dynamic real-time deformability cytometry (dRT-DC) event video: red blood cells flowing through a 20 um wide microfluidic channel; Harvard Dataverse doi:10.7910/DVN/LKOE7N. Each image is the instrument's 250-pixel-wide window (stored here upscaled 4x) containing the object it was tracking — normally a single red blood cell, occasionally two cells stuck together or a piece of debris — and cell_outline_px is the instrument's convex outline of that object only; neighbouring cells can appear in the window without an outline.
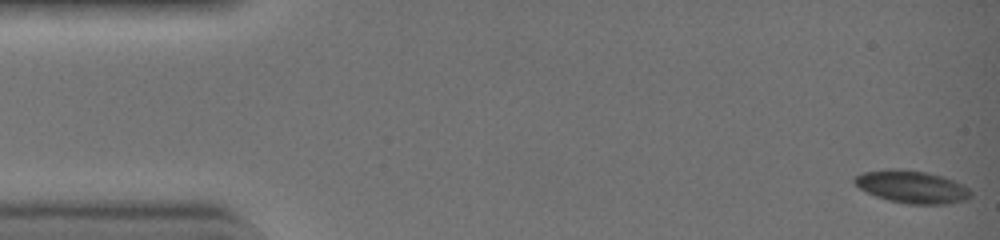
{"species": "common noctule bat (a hibernating species)", "species_latin": "Nyctalus noctula", "temperature_condition": "warm", "stored_images_in_passage": 43, "camera_frame_rate_fps": 3000, "um_per_image_px": 0.085, "animal": {"sex": "female", "body_mass_g": 19.0, "forearm_length_mm": 51.5}, "frame": {"image": 1, "passage_image": 1, "time_ms": 0.0, "image_size_px": [1000, 240], "cell_outline_px": [[972, 196], [960, 200], [944, 204], [908, 204], [888, 200], [876, 196], [860, 188], [856, 184], [856, 176], [864, 172], [920, 172], [940, 176], [952, 180], [968, 188]], "centroid_in_image_um": [77.55, 15.94], "position_along_channel_um": 7.4, "area_um2": 20.46}}
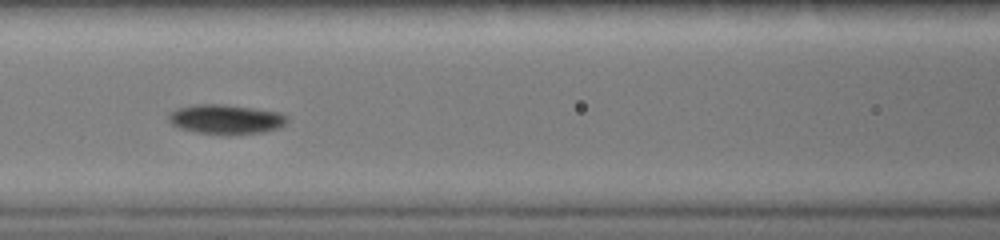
{"frame": {"image": 2, "passage_image": 19, "time_ms": 6.0, "image_size_px": [1000, 240], "cell_outline_px": [[284, 120], [280, 124], [272, 128], [260, 132], [224, 136], [200, 132], [184, 128], [168, 120], [168, 116], [172, 112], [180, 108], [204, 104], [212, 104], [248, 108], [276, 112], [284, 116]], "centroid_in_image_um": [19.13, 10.16], "position_along_channel_um": 147.5, "area_um2": 19.07}}
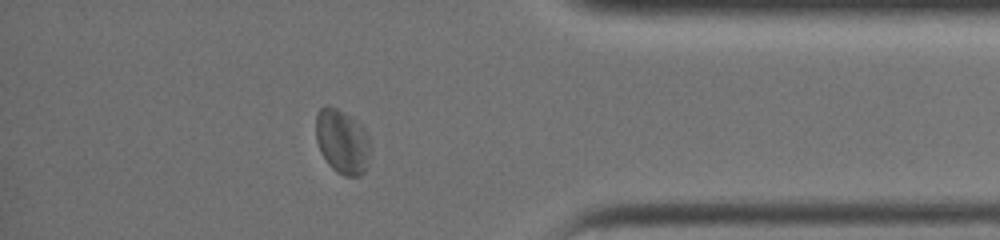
{"frame": {"image": 3, "passage_image": 37, "time_ms": 12.0, "image_size_px": [1000, 240], "cell_outline_px": [[368, 156], [364, 172], [360, 176], [344, 176], [336, 172], [328, 164], [320, 152], [316, 140], [316, 112], [320, 108], [336, 108], [348, 120], [364, 144], [368, 152]], "centroid_in_image_um": [28.91, 12.17], "position_along_channel_um": 406.3, "area_um2": 18.15}, "authors_computed_cell_mechanics": {"area_um2": 19.074, "velocity_mm_per_s": 4.5205, "shape_relaxation_time_tau1_ms": 1.8092, "shape_relaxation_time_tau2_ms": 4.3108, "deformation_change_tau1": 0.092, "deformation_change_tau2": 0.089}}